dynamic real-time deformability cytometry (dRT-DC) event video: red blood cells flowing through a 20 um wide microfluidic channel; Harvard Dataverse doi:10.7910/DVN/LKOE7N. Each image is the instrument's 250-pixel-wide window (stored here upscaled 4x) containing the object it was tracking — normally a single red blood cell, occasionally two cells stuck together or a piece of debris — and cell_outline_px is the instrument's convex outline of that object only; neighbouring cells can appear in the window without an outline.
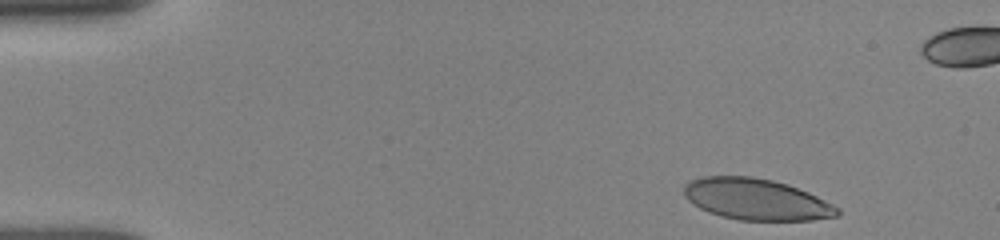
{"species": "human", "species_latin": "Homo sapiens", "temperature_condition": "room temperature", "stored_images_in_passage": 13, "camera_frame_rate_fps": 3000, "um_per_image_px": 0.085, "donor": {"sex": "female"}, "frame": {"image": 1, "passage_image": 1, "time_ms": 0.0, "image_size_px": [1000, 240], "cell_outline_px": [[840, 212], [836, 216], [812, 220], [740, 220], [720, 216], [708, 212], [700, 208], [688, 200], [684, 196], [684, 184], [688, 180], [704, 176], [752, 176], [772, 180], [788, 184], [808, 192], [840, 208]], "centroid_in_image_um": [64.25, 16.93], "position_along_channel_um": 20.8, "area_um2": 36.99}}
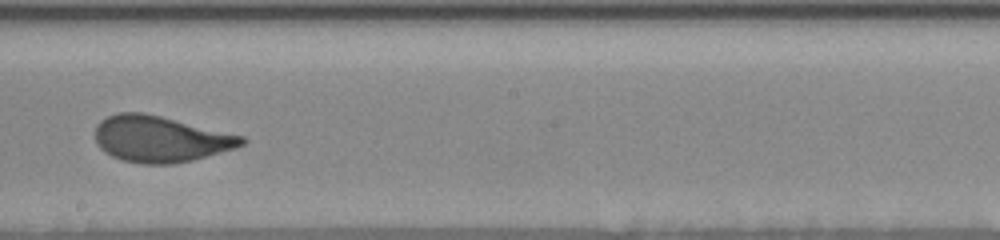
{"frame": {"image": 2, "passage_image": 9, "time_ms": 8.0, "image_size_px": [1000, 240], "cell_outline_px": [[248, 140], [244, 144], [236, 148], [192, 160], [172, 164], [144, 164], [120, 160], [104, 152], [96, 144], [96, 124], [100, 120], [108, 116], [120, 112], [144, 112], [244, 136]], "centroid_in_image_um": [13.62, 11.82], "position_along_channel_um": 234.6, "area_um2": 39.54}}
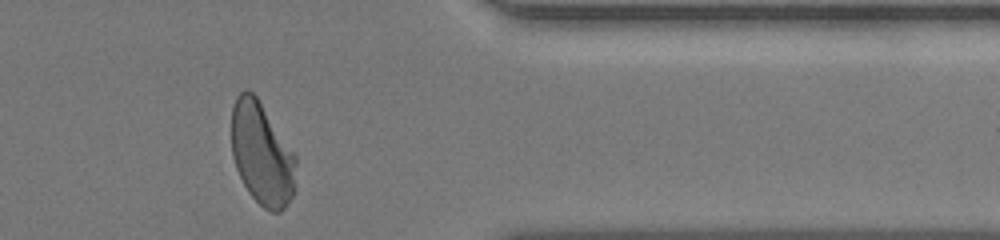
{"frame": {"image": 3, "passage_image": 13, "time_ms": 12.333, "image_size_px": [1000, 240], "cell_outline_px": [[296, 188], [292, 196], [284, 208], [280, 212], [272, 212], [264, 208], [248, 192], [236, 168], [232, 156], [232, 108], [236, 96], [244, 88], [248, 88], [256, 96], [296, 156]], "centroid_in_image_um": [22.26, 13.08], "position_along_channel_um": 389.1, "area_um2": 38.55}, "authors_computed_cell_mechanics": {"area_um2": 38.8416, "velocity_mm_per_s": 3.8824, "shape_relaxation_time_tau1_ms": 3.2919, "shape_relaxation_time_tau2_ms": null, "deformation_change_tau1": 0.1325, "deformation_change_tau2": null}}